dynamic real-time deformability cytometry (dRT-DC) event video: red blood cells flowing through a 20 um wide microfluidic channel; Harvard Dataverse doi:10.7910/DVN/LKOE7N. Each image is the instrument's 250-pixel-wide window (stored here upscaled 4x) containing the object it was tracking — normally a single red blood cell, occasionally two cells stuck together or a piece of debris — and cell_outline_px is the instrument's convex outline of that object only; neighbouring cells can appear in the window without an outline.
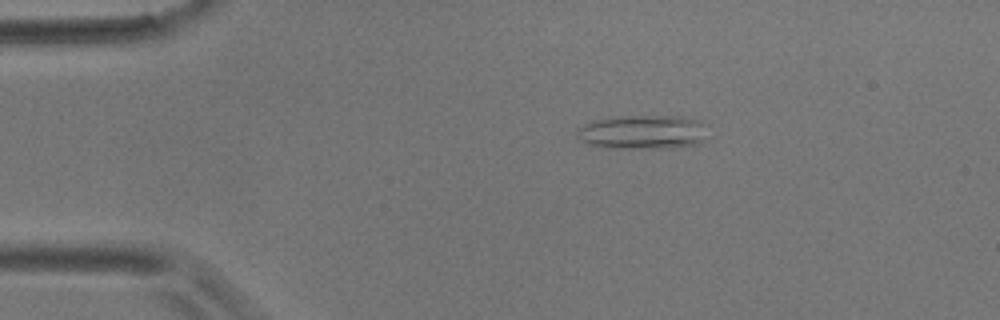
{"species": "common noctule bat (a hibernating species)", "species_latin": "Nyctalus noctula", "temperature_condition": "room temperature", "stored_images_in_passage": 4, "camera_frame_rate_fps": 3000, "um_per_image_px": 0.085, "animal": {"sex": "male", "body_mass_g": 17.9}, "frame": {"image": 1, "passage_image": 3, "time_ms": 2.333, "image_size_px": [1000, 320], "cell_outline_px": [[708, 124], [704, 140], [700, 144], [660, 148], [600, 148], [588, 144], [580, 140], [576, 132], [584, 124], [596, 120], [620, 116], [680, 116], [700, 120]], "centroid_in_image_um": [54.68, 11.23], "position_along_channel_um": 30.3, "area_um2": 26.24}}